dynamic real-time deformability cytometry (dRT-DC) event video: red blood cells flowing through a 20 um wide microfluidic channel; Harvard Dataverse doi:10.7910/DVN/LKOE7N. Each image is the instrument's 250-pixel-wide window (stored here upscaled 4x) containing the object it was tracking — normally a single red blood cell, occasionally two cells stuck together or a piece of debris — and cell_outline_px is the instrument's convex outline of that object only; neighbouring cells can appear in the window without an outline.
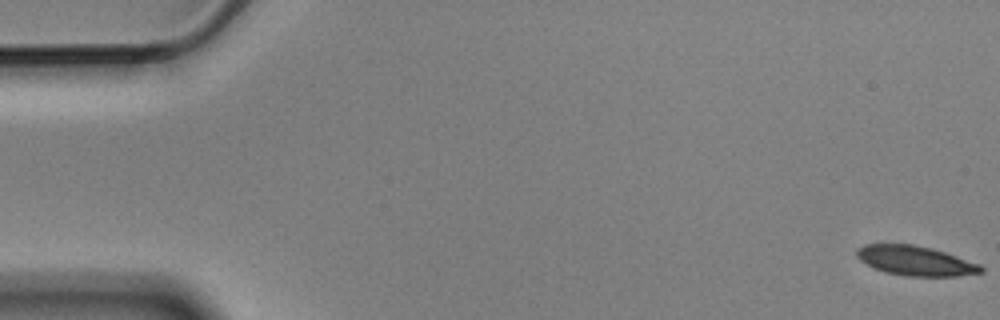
{"species": "Egyptian fruit bat (a non-hibernating species)", "species_latin": "Rousettus aegyptiacus", "temperature_condition": "cold", "stored_images_in_passage": 6, "camera_frame_rate_fps": 3000, "um_per_image_px": 0.085, "animal": {"sex": "male"}, "frame": {"image": 1, "passage_image": 1, "time_ms": 0.0, "image_size_px": [1000, 320], "cell_outline_px": [[984, 272], [956, 276], [908, 276], [888, 272], [876, 268], [860, 260], [856, 256], [856, 248], [864, 244], [912, 244], [932, 248], [980, 264], [984, 268]], "centroid_in_image_um": [77.82, 22.15], "position_along_channel_um": 7.2, "area_um2": 21.27}}
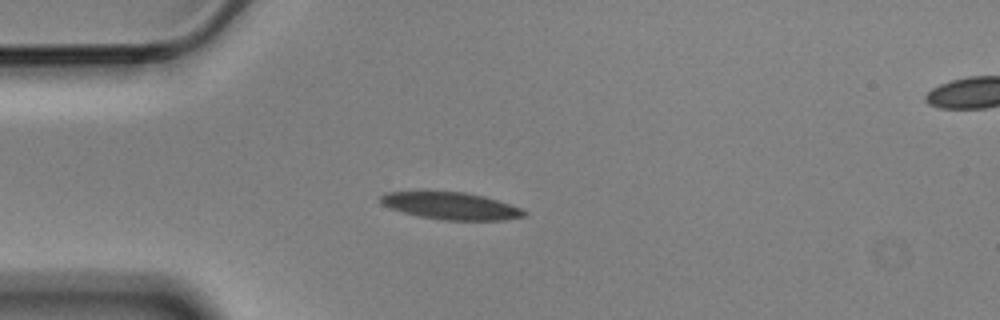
{"frame": {"image": 2, "passage_image": 5, "time_ms": 1.333, "image_size_px": [1000, 320], "cell_outline_px": [[528, 216], [504, 220], [444, 220], [420, 216], [404, 212], [392, 208], [384, 204], [380, 200], [380, 196], [388, 192], [464, 192], [484, 196], [520, 208], [528, 212]], "centroid_in_image_um": [38.4, 17.51], "position_along_channel_um": 46.6, "area_um2": 22.31}}